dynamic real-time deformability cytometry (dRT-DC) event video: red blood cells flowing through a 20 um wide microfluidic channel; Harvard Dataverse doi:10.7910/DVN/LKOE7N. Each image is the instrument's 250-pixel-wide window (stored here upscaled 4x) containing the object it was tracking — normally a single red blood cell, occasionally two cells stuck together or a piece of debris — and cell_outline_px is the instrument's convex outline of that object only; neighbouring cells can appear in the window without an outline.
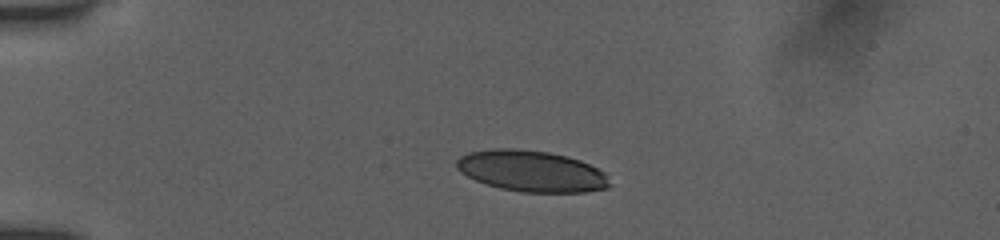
{"species": "human", "species_latin": "Homo sapiens", "temperature_condition": "room temperature", "stored_images_in_passage": 41, "camera_frame_rate_fps": 3000, "um_per_image_px": 0.085, "donor": {"sex": "female"}, "frame": {"image": 1, "passage_image": 1, "time_ms": 0.0, "image_size_px": [1000, 240], "cell_outline_px": [[612, 184], [608, 188], [584, 192], [524, 192], [500, 188], [476, 180], [460, 172], [456, 168], [456, 160], [460, 156], [468, 152], [496, 148], [512, 148], [548, 152], [568, 156], [580, 160], [604, 172]], "centroid_in_image_um": [45.18, 14.54], "position_along_channel_um": 39.8, "area_um2": 36.7}}
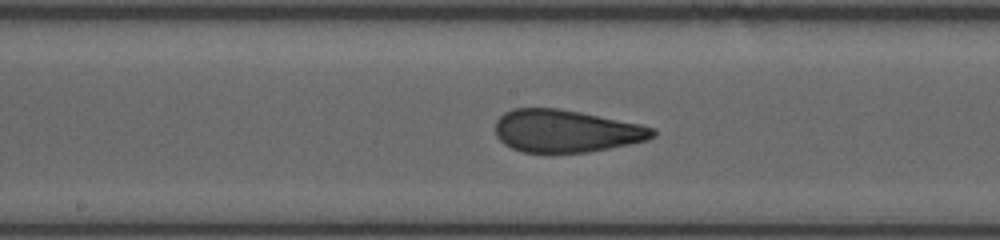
{"frame": {"image": 2, "passage_image": 17, "time_ms": 5.333, "image_size_px": [1000, 240], "cell_outline_px": [[656, 136], [648, 140], [588, 152], [524, 152], [512, 148], [504, 144], [496, 136], [496, 120], [504, 112], [512, 108], [560, 108], [640, 124], [656, 128]], "centroid_in_image_um": [48.11, 11.13], "position_along_channel_um": 200.1, "area_um2": 38.96}}
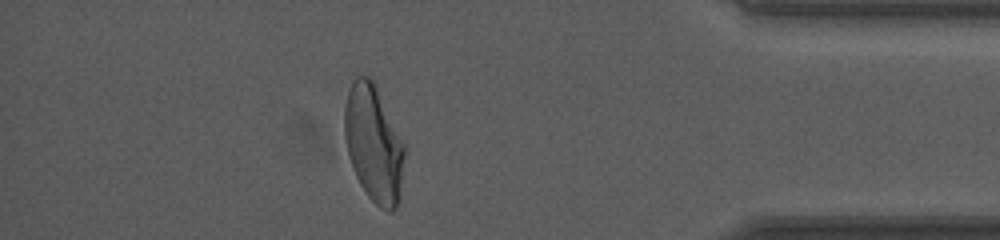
{"frame": {"image": 3, "passage_image": 35, "time_ms": 11.333, "image_size_px": [1000, 240], "cell_outline_px": [[404, 156], [400, 200], [396, 208], [392, 212], [388, 212], [380, 208], [368, 196], [360, 184], [356, 176], [348, 156], [344, 136], [344, 108], [348, 92], [352, 80], [356, 76], [368, 76], [372, 80], [404, 144]], "centroid_in_image_um": [31.74, 12.26], "position_along_channel_um": 403.5, "area_um2": 40.52}, "authors_computed_cell_mechanics": {"area_um2": 39.7664, "velocity_mm_per_s": 3.9241, "shape_relaxation_time_tau1_ms": 9.9919, "shape_relaxation_time_tau2_ms": 1.0251, "deformation_change_tau1": 0.3005, "deformation_change_tau2": 0.0899}}